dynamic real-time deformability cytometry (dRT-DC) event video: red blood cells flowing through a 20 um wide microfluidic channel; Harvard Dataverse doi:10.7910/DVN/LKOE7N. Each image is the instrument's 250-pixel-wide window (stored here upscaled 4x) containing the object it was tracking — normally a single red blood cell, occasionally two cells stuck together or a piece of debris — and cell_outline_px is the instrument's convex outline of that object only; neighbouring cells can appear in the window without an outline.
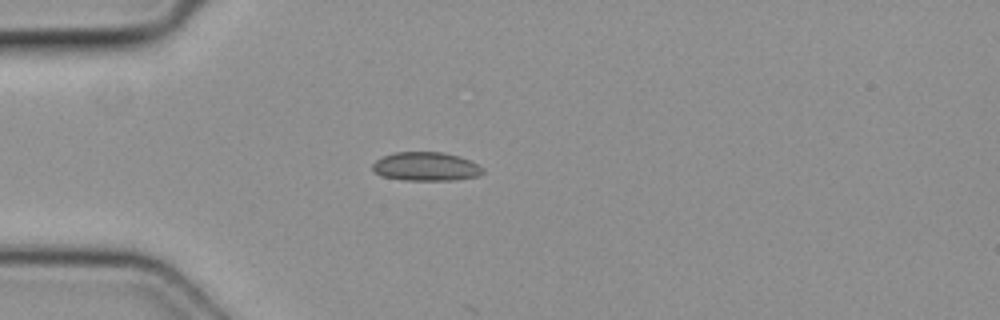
{"species": "common noctule bat (a hibernating species)", "species_latin": "Nyctalus noctula", "temperature_condition": "cold", "stored_images_in_passage": 3, "camera_frame_rate_fps": 3000, "um_per_image_px": 0.085, "animal": {"sex": "female", "body_mass_g": 19.3, "forearm_length_mm": 54.1}, "frame": {"image": 1, "passage_image": 3, "time_ms": 0.667, "image_size_px": [1000, 320], "cell_outline_px": [[484, 172], [480, 176], [456, 180], [404, 180], [380, 176], [372, 172], [372, 164], [376, 160], [384, 156], [396, 152], [444, 152], [460, 156], [472, 160], [484, 168]], "centroid_in_image_um": [36.23, 14.16], "position_along_channel_um": 48.8, "area_um2": 18.84}}